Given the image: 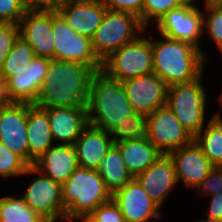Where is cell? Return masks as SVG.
Wrapping results in <instances>:
<instances>
[{
    "label": "cell",
    "instance_id": "6da1fadb",
    "mask_svg": "<svg viewBox=\"0 0 222 222\" xmlns=\"http://www.w3.org/2000/svg\"><path fill=\"white\" fill-rule=\"evenodd\" d=\"M95 71L85 64L50 59L34 103L41 108H87L90 79Z\"/></svg>",
    "mask_w": 222,
    "mask_h": 222
},
{
    "label": "cell",
    "instance_id": "7a4b0ae2",
    "mask_svg": "<svg viewBox=\"0 0 222 222\" xmlns=\"http://www.w3.org/2000/svg\"><path fill=\"white\" fill-rule=\"evenodd\" d=\"M160 35L151 37L153 72L168 86L189 83L201 77L208 60L190 43Z\"/></svg>",
    "mask_w": 222,
    "mask_h": 222
},
{
    "label": "cell",
    "instance_id": "3957f363",
    "mask_svg": "<svg viewBox=\"0 0 222 222\" xmlns=\"http://www.w3.org/2000/svg\"><path fill=\"white\" fill-rule=\"evenodd\" d=\"M134 112L122 82L108 77L102 70L91 76L87 103L89 125L110 132Z\"/></svg>",
    "mask_w": 222,
    "mask_h": 222
},
{
    "label": "cell",
    "instance_id": "277c9868",
    "mask_svg": "<svg viewBox=\"0 0 222 222\" xmlns=\"http://www.w3.org/2000/svg\"><path fill=\"white\" fill-rule=\"evenodd\" d=\"M104 180L97 170L78 166L62 184L65 220L72 222L82 215H90L99 205L111 200Z\"/></svg>",
    "mask_w": 222,
    "mask_h": 222
},
{
    "label": "cell",
    "instance_id": "5b68a950",
    "mask_svg": "<svg viewBox=\"0 0 222 222\" xmlns=\"http://www.w3.org/2000/svg\"><path fill=\"white\" fill-rule=\"evenodd\" d=\"M204 75L189 83L168 86L166 105L180 124L195 137L206 125L207 97ZM203 83V84H202Z\"/></svg>",
    "mask_w": 222,
    "mask_h": 222
},
{
    "label": "cell",
    "instance_id": "8992f818",
    "mask_svg": "<svg viewBox=\"0 0 222 222\" xmlns=\"http://www.w3.org/2000/svg\"><path fill=\"white\" fill-rule=\"evenodd\" d=\"M147 31L148 28L142 25L137 16L107 9L91 42L95 54L103 61L114 51L136 40L142 33L147 34Z\"/></svg>",
    "mask_w": 222,
    "mask_h": 222
},
{
    "label": "cell",
    "instance_id": "52a82bcc",
    "mask_svg": "<svg viewBox=\"0 0 222 222\" xmlns=\"http://www.w3.org/2000/svg\"><path fill=\"white\" fill-rule=\"evenodd\" d=\"M116 81L153 73V54L151 37L139 36L125 44L102 61L101 69Z\"/></svg>",
    "mask_w": 222,
    "mask_h": 222
},
{
    "label": "cell",
    "instance_id": "ba28073f",
    "mask_svg": "<svg viewBox=\"0 0 222 222\" xmlns=\"http://www.w3.org/2000/svg\"><path fill=\"white\" fill-rule=\"evenodd\" d=\"M31 174L36 176L28 183L29 186L21 197L47 222L64 221L66 209L62 199V184L42 174L33 165L22 176Z\"/></svg>",
    "mask_w": 222,
    "mask_h": 222
},
{
    "label": "cell",
    "instance_id": "9c48e42d",
    "mask_svg": "<svg viewBox=\"0 0 222 222\" xmlns=\"http://www.w3.org/2000/svg\"><path fill=\"white\" fill-rule=\"evenodd\" d=\"M197 1L190 0L187 4L170 10L156 23L159 34L170 39L180 40L192 44L201 50L208 60L207 54L201 48L203 34V13Z\"/></svg>",
    "mask_w": 222,
    "mask_h": 222
},
{
    "label": "cell",
    "instance_id": "30bf717a",
    "mask_svg": "<svg viewBox=\"0 0 222 222\" xmlns=\"http://www.w3.org/2000/svg\"><path fill=\"white\" fill-rule=\"evenodd\" d=\"M55 59L85 64L95 72L102 69V61L95 54L91 39L76 33L57 13L52 11Z\"/></svg>",
    "mask_w": 222,
    "mask_h": 222
},
{
    "label": "cell",
    "instance_id": "8fae6325",
    "mask_svg": "<svg viewBox=\"0 0 222 222\" xmlns=\"http://www.w3.org/2000/svg\"><path fill=\"white\" fill-rule=\"evenodd\" d=\"M147 120L150 126V142L162 154H169L194 140L167 105L156 109L147 116Z\"/></svg>",
    "mask_w": 222,
    "mask_h": 222
},
{
    "label": "cell",
    "instance_id": "7c38bea8",
    "mask_svg": "<svg viewBox=\"0 0 222 222\" xmlns=\"http://www.w3.org/2000/svg\"><path fill=\"white\" fill-rule=\"evenodd\" d=\"M122 84L137 113L149 116L167 103L168 85L154 72L124 80Z\"/></svg>",
    "mask_w": 222,
    "mask_h": 222
},
{
    "label": "cell",
    "instance_id": "4fadbf2b",
    "mask_svg": "<svg viewBox=\"0 0 222 222\" xmlns=\"http://www.w3.org/2000/svg\"><path fill=\"white\" fill-rule=\"evenodd\" d=\"M111 199L119 207L125 222H150L153 218L163 217L161 207L150 198L136 178L114 192Z\"/></svg>",
    "mask_w": 222,
    "mask_h": 222
},
{
    "label": "cell",
    "instance_id": "5bb4252c",
    "mask_svg": "<svg viewBox=\"0 0 222 222\" xmlns=\"http://www.w3.org/2000/svg\"><path fill=\"white\" fill-rule=\"evenodd\" d=\"M27 111L28 103L0 107V141L29 164Z\"/></svg>",
    "mask_w": 222,
    "mask_h": 222
},
{
    "label": "cell",
    "instance_id": "9a60e30c",
    "mask_svg": "<svg viewBox=\"0 0 222 222\" xmlns=\"http://www.w3.org/2000/svg\"><path fill=\"white\" fill-rule=\"evenodd\" d=\"M106 10L101 0H62L56 11L76 33L91 39Z\"/></svg>",
    "mask_w": 222,
    "mask_h": 222
},
{
    "label": "cell",
    "instance_id": "2e32d148",
    "mask_svg": "<svg viewBox=\"0 0 222 222\" xmlns=\"http://www.w3.org/2000/svg\"><path fill=\"white\" fill-rule=\"evenodd\" d=\"M169 155L173 160L178 182L188 189H195L214 168L195 140L175 149Z\"/></svg>",
    "mask_w": 222,
    "mask_h": 222
},
{
    "label": "cell",
    "instance_id": "e0dca14e",
    "mask_svg": "<svg viewBox=\"0 0 222 222\" xmlns=\"http://www.w3.org/2000/svg\"><path fill=\"white\" fill-rule=\"evenodd\" d=\"M19 35L30 44L36 57L55 59L52 11L25 12L19 22Z\"/></svg>",
    "mask_w": 222,
    "mask_h": 222
},
{
    "label": "cell",
    "instance_id": "ac0fdd59",
    "mask_svg": "<svg viewBox=\"0 0 222 222\" xmlns=\"http://www.w3.org/2000/svg\"><path fill=\"white\" fill-rule=\"evenodd\" d=\"M135 178L150 198L161 208L165 199L179 183L173 160L169 154H162L151 166Z\"/></svg>",
    "mask_w": 222,
    "mask_h": 222
},
{
    "label": "cell",
    "instance_id": "d6986e66",
    "mask_svg": "<svg viewBox=\"0 0 222 222\" xmlns=\"http://www.w3.org/2000/svg\"><path fill=\"white\" fill-rule=\"evenodd\" d=\"M48 113L54 143L74 145L82 131L89 125L87 108H44Z\"/></svg>",
    "mask_w": 222,
    "mask_h": 222
},
{
    "label": "cell",
    "instance_id": "ffe728a7",
    "mask_svg": "<svg viewBox=\"0 0 222 222\" xmlns=\"http://www.w3.org/2000/svg\"><path fill=\"white\" fill-rule=\"evenodd\" d=\"M42 174L63 184L79 166L74 145L54 144L33 165Z\"/></svg>",
    "mask_w": 222,
    "mask_h": 222
},
{
    "label": "cell",
    "instance_id": "44dd1931",
    "mask_svg": "<svg viewBox=\"0 0 222 222\" xmlns=\"http://www.w3.org/2000/svg\"><path fill=\"white\" fill-rule=\"evenodd\" d=\"M113 145L109 132L88 125L74 143L78 165L97 170L100 161Z\"/></svg>",
    "mask_w": 222,
    "mask_h": 222
},
{
    "label": "cell",
    "instance_id": "7402d4cb",
    "mask_svg": "<svg viewBox=\"0 0 222 222\" xmlns=\"http://www.w3.org/2000/svg\"><path fill=\"white\" fill-rule=\"evenodd\" d=\"M27 139L29 146V165L42 156L53 143L48 113L44 108L28 103Z\"/></svg>",
    "mask_w": 222,
    "mask_h": 222
},
{
    "label": "cell",
    "instance_id": "603a6c76",
    "mask_svg": "<svg viewBox=\"0 0 222 222\" xmlns=\"http://www.w3.org/2000/svg\"><path fill=\"white\" fill-rule=\"evenodd\" d=\"M114 145L120 150L122 159L134 178L162 155L150 141L123 140Z\"/></svg>",
    "mask_w": 222,
    "mask_h": 222
},
{
    "label": "cell",
    "instance_id": "cb8c5ba5",
    "mask_svg": "<svg viewBox=\"0 0 222 222\" xmlns=\"http://www.w3.org/2000/svg\"><path fill=\"white\" fill-rule=\"evenodd\" d=\"M97 172L104 180L107 190L113 194L134 177L128 171L120 153V150L113 145L104 158L100 161Z\"/></svg>",
    "mask_w": 222,
    "mask_h": 222
},
{
    "label": "cell",
    "instance_id": "d4e9b609",
    "mask_svg": "<svg viewBox=\"0 0 222 222\" xmlns=\"http://www.w3.org/2000/svg\"><path fill=\"white\" fill-rule=\"evenodd\" d=\"M214 166L222 167V115L214 112L206 126L194 137Z\"/></svg>",
    "mask_w": 222,
    "mask_h": 222
},
{
    "label": "cell",
    "instance_id": "484cf974",
    "mask_svg": "<svg viewBox=\"0 0 222 222\" xmlns=\"http://www.w3.org/2000/svg\"><path fill=\"white\" fill-rule=\"evenodd\" d=\"M35 57L30 44L19 35L4 61L0 75L7 81L10 77L25 72Z\"/></svg>",
    "mask_w": 222,
    "mask_h": 222
},
{
    "label": "cell",
    "instance_id": "4316f807",
    "mask_svg": "<svg viewBox=\"0 0 222 222\" xmlns=\"http://www.w3.org/2000/svg\"><path fill=\"white\" fill-rule=\"evenodd\" d=\"M109 133L114 143L123 140L150 141V126L147 116L137 112L126 116V119L119 122Z\"/></svg>",
    "mask_w": 222,
    "mask_h": 222
},
{
    "label": "cell",
    "instance_id": "83f0119b",
    "mask_svg": "<svg viewBox=\"0 0 222 222\" xmlns=\"http://www.w3.org/2000/svg\"><path fill=\"white\" fill-rule=\"evenodd\" d=\"M0 222H47L19 196L0 198Z\"/></svg>",
    "mask_w": 222,
    "mask_h": 222
},
{
    "label": "cell",
    "instance_id": "f1b7e54d",
    "mask_svg": "<svg viewBox=\"0 0 222 222\" xmlns=\"http://www.w3.org/2000/svg\"><path fill=\"white\" fill-rule=\"evenodd\" d=\"M6 91L11 102L34 104L39 90L30 85L28 68L21 74L14 75L6 81Z\"/></svg>",
    "mask_w": 222,
    "mask_h": 222
},
{
    "label": "cell",
    "instance_id": "f546056e",
    "mask_svg": "<svg viewBox=\"0 0 222 222\" xmlns=\"http://www.w3.org/2000/svg\"><path fill=\"white\" fill-rule=\"evenodd\" d=\"M189 1L190 0H144L142 25L148 28V26H151L150 24L154 22L157 23L159 19L170 10L185 5Z\"/></svg>",
    "mask_w": 222,
    "mask_h": 222
},
{
    "label": "cell",
    "instance_id": "4dcf8cb0",
    "mask_svg": "<svg viewBox=\"0 0 222 222\" xmlns=\"http://www.w3.org/2000/svg\"><path fill=\"white\" fill-rule=\"evenodd\" d=\"M29 166L22 157L12 152L0 141V177L3 179L22 177Z\"/></svg>",
    "mask_w": 222,
    "mask_h": 222
},
{
    "label": "cell",
    "instance_id": "1f68e13d",
    "mask_svg": "<svg viewBox=\"0 0 222 222\" xmlns=\"http://www.w3.org/2000/svg\"><path fill=\"white\" fill-rule=\"evenodd\" d=\"M203 5V33L208 34L219 51L222 47V8Z\"/></svg>",
    "mask_w": 222,
    "mask_h": 222
},
{
    "label": "cell",
    "instance_id": "d6a6232c",
    "mask_svg": "<svg viewBox=\"0 0 222 222\" xmlns=\"http://www.w3.org/2000/svg\"><path fill=\"white\" fill-rule=\"evenodd\" d=\"M19 36V24L1 23L0 24V71L4 61L10 53L12 46Z\"/></svg>",
    "mask_w": 222,
    "mask_h": 222
},
{
    "label": "cell",
    "instance_id": "836d02e7",
    "mask_svg": "<svg viewBox=\"0 0 222 222\" xmlns=\"http://www.w3.org/2000/svg\"><path fill=\"white\" fill-rule=\"evenodd\" d=\"M196 195L209 197L222 193V167L214 166L206 178L195 188Z\"/></svg>",
    "mask_w": 222,
    "mask_h": 222
},
{
    "label": "cell",
    "instance_id": "e575fe53",
    "mask_svg": "<svg viewBox=\"0 0 222 222\" xmlns=\"http://www.w3.org/2000/svg\"><path fill=\"white\" fill-rule=\"evenodd\" d=\"M25 11L19 0H0V21L2 23L19 24Z\"/></svg>",
    "mask_w": 222,
    "mask_h": 222
},
{
    "label": "cell",
    "instance_id": "d590c367",
    "mask_svg": "<svg viewBox=\"0 0 222 222\" xmlns=\"http://www.w3.org/2000/svg\"><path fill=\"white\" fill-rule=\"evenodd\" d=\"M90 215L97 222H125L119 207L112 199L107 203L99 205Z\"/></svg>",
    "mask_w": 222,
    "mask_h": 222
},
{
    "label": "cell",
    "instance_id": "8d00e7d4",
    "mask_svg": "<svg viewBox=\"0 0 222 222\" xmlns=\"http://www.w3.org/2000/svg\"><path fill=\"white\" fill-rule=\"evenodd\" d=\"M50 58L35 57L28 68L30 85H34L39 91L49 68Z\"/></svg>",
    "mask_w": 222,
    "mask_h": 222
},
{
    "label": "cell",
    "instance_id": "74e56055",
    "mask_svg": "<svg viewBox=\"0 0 222 222\" xmlns=\"http://www.w3.org/2000/svg\"><path fill=\"white\" fill-rule=\"evenodd\" d=\"M107 9L137 16L142 23L144 0H101Z\"/></svg>",
    "mask_w": 222,
    "mask_h": 222
},
{
    "label": "cell",
    "instance_id": "f35d334b",
    "mask_svg": "<svg viewBox=\"0 0 222 222\" xmlns=\"http://www.w3.org/2000/svg\"><path fill=\"white\" fill-rule=\"evenodd\" d=\"M62 0H19L25 12L56 11Z\"/></svg>",
    "mask_w": 222,
    "mask_h": 222
},
{
    "label": "cell",
    "instance_id": "ab89813d",
    "mask_svg": "<svg viewBox=\"0 0 222 222\" xmlns=\"http://www.w3.org/2000/svg\"><path fill=\"white\" fill-rule=\"evenodd\" d=\"M209 197L210 202L209 207H207V218L216 222H222V193H216Z\"/></svg>",
    "mask_w": 222,
    "mask_h": 222
},
{
    "label": "cell",
    "instance_id": "60d3db41",
    "mask_svg": "<svg viewBox=\"0 0 222 222\" xmlns=\"http://www.w3.org/2000/svg\"><path fill=\"white\" fill-rule=\"evenodd\" d=\"M11 103L6 91V81L0 75V107L7 106Z\"/></svg>",
    "mask_w": 222,
    "mask_h": 222
},
{
    "label": "cell",
    "instance_id": "b9f144b4",
    "mask_svg": "<svg viewBox=\"0 0 222 222\" xmlns=\"http://www.w3.org/2000/svg\"><path fill=\"white\" fill-rule=\"evenodd\" d=\"M203 3L214 8H222V0H203Z\"/></svg>",
    "mask_w": 222,
    "mask_h": 222
},
{
    "label": "cell",
    "instance_id": "7bdbcfd3",
    "mask_svg": "<svg viewBox=\"0 0 222 222\" xmlns=\"http://www.w3.org/2000/svg\"><path fill=\"white\" fill-rule=\"evenodd\" d=\"M97 222L91 215H82L75 218L72 222Z\"/></svg>",
    "mask_w": 222,
    "mask_h": 222
},
{
    "label": "cell",
    "instance_id": "ee69618b",
    "mask_svg": "<svg viewBox=\"0 0 222 222\" xmlns=\"http://www.w3.org/2000/svg\"><path fill=\"white\" fill-rule=\"evenodd\" d=\"M197 222H216V221H213V220L206 217V219L204 218L202 220H197Z\"/></svg>",
    "mask_w": 222,
    "mask_h": 222
},
{
    "label": "cell",
    "instance_id": "f6af8a7d",
    "mask_svg": "<svg viewBox=\"0 0 222 222\" xmlns=\"http://www.w3.org/2000/svg\"><path fill=\"white\" fill-rule=\"evenodd\" d=\"M217 98L219 99L218 102L220 103L222 107V92L219 94V97L217 96Z\"/></svg>",
    "mask_w": 222,
    "mask_h": 222
}]
</instances>
